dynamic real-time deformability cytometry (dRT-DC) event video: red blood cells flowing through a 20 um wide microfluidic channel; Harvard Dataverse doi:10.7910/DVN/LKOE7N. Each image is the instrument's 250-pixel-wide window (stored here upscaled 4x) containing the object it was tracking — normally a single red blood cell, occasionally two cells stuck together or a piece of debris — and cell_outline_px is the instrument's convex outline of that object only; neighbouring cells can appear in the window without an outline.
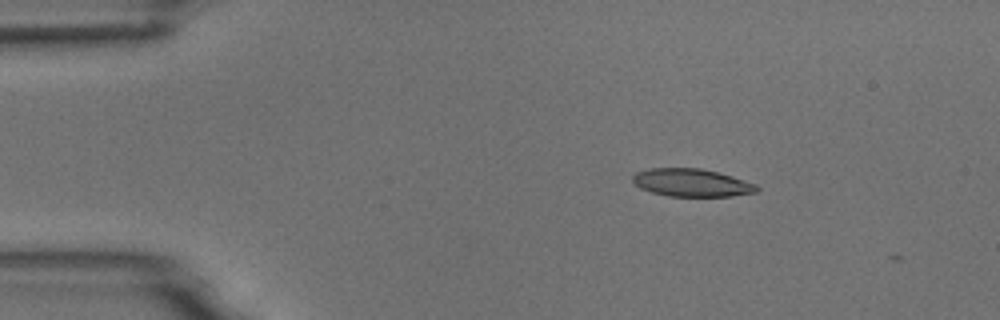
{"species": "common noctule bat (a hibernating species)", "species_latin": "Nyctalus noctula", "temperature_condition": "room temperature", "stored_images_in_passage": 7, "camera_frame_rate_fps": 3000, "um_per_image_px": 0.085, "animal": {"sex": "male", "body_mass_g": 18.8}, "frame": {"image": 1, "passage_image": 1, "time_ms": 0.0, "image_size_px": [1000, 320], "cell_outline_px": [[760, 188], [756, 192], [732, 196], [668, 196], [652, 192], [640, 188], [632, 180], [632, 176], [636, 172], [648, 168], [700, 168], [732, 176], [756, 184]], "centroid_in_image_um": [58.78, 15.53], "position_along_channel_um": 26.2, "area_um2": 20.06}}